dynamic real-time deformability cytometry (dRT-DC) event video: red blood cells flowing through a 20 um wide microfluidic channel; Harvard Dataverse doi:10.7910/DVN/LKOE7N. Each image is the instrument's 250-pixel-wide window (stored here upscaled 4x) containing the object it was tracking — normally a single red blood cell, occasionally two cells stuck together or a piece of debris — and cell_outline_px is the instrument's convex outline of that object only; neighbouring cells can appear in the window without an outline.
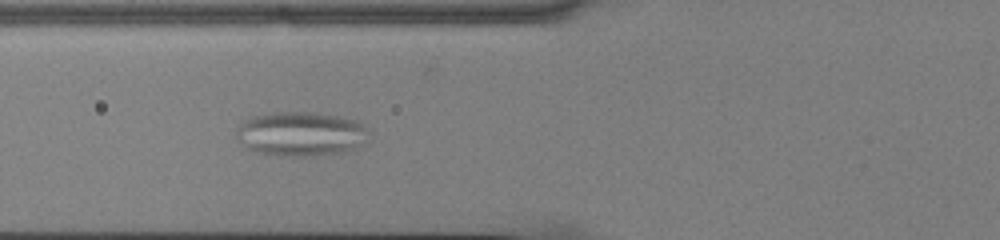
{"species": "common noctule bat (a hibernating species)", "species_latin": "Nyctalus noctula", "temperature_condition": "cold", "stored_images_in_passage": 43, "camera_frame_rate_fps": 3000, "um_per_image_px": 0.085, "animal": {"sex": "male", "body_mass_g": 13.0, "forearm_length_mm": 53.1}, "frame": {"image": 1, "passage_image": 10, "time_ms": 3.0, "image_size_px": [1000, 240], "cell_outline_px": [[368, 144], [360, 148], [336, 152], [304, 156], [284, 156], [252, 152], [240, 144], [236, 140], [236, 132], [240, 124], [248, 116], [276, 112], [316, 112], [340, 116], [360, 120], [368, 128]], "centroid_in_image_um": [25.59, 11.37], "position_along_channel_um": 100.2, "area_um2": 35.08}}
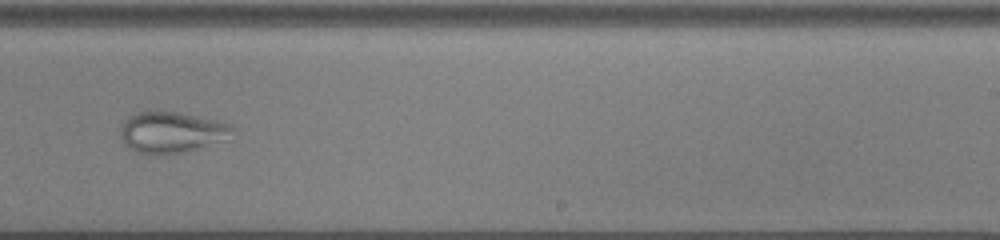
{"frame": {"image": 2, "passage_image": 24, "time_ms": 7.667, "image_size_px": [1000, 240], "cell_outline_px": [[236, 128], [232, 140], [184, 152], [136, 152], [128, 148], [124, 144], [120, 136], [120, 124], [128, 116], [136, 112], [180, 112], [216, 120], [232, 124]], "centroid_in_image_um": [14.67, 11.22], "position_along_channel_um": 274.3, "area_um2": 27.11}}
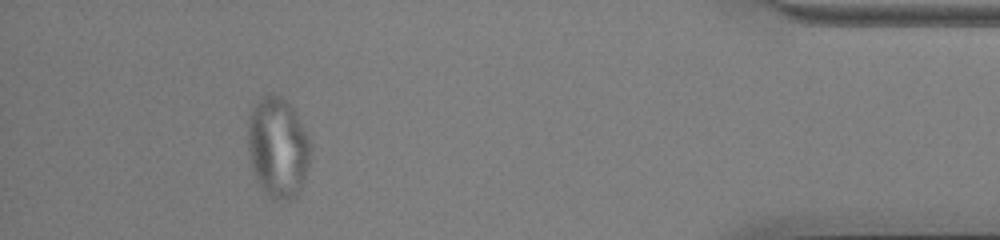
{"frame": {"image": 3, "passage_image": 39, "time_ms": 12.667, "image_size_px": [1000, 240], "cell_outline_px": [[312, 156], [300, 188], [296, 196], [292, 200], [272, 200], [260, 188], [252, 172], [248, 152], [248, 116], [252, 108], [260, 96], [280, 96], [288, 100], [296, 112], [312, 144]], "centroid_in_image_um": [23.62, 12.55], "position_along_channel_um": 411.6, "area_um2": 37.4}}